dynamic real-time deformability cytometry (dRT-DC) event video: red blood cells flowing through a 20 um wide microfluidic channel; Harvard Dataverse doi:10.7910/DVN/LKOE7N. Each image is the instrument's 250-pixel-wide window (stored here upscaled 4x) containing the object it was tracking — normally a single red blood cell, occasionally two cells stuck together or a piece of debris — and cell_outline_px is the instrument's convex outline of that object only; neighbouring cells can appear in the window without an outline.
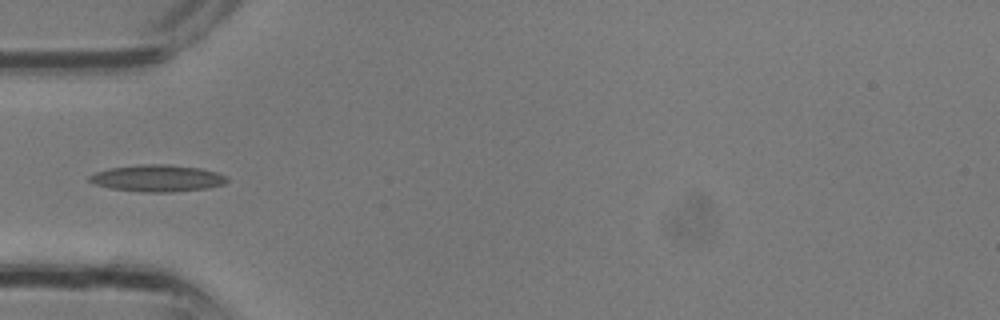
{"species": "common noctule bat (a hibernating species)", "species_latin": "Nyctalus noctula", "temperature_condition": "room temperature", "stored_images_in_passage": 25, "camera_frame_rate_fps": 3000, "um_per_image_px": 0.085, "animal": {"sex": "male", "body_mass_g": 13.3}, "frame": {"image": 1, "passage_image": 3, "time_ms": 0.667, "image_size_px": [1000, 320], "cell_outline_px": [[228, 180], [224, 184], [208, 188], [172, 192], [144, 192], [112, 188], [96, 184], [88, 180], [88, 176], [96, 172], [112, 168], [144, 164], [168, 164], [200, 168], [216, 172], [224, 176]], "centroid_in_image_um": [13.4, 15.15], "position_along_channel_um": 71.6, "area_um2": 21.21}}
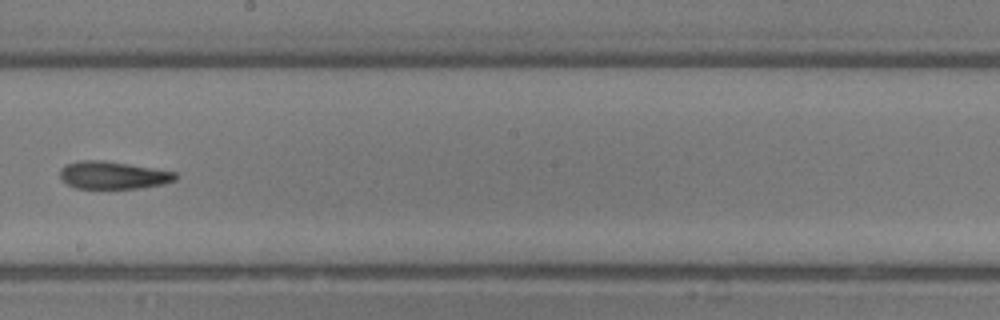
{"frame": {"image": 2, "passage_image": 11, "time_ms": 3.333, "image_size_px": [1000, 320], "cell_outline_px": [[176, 180], [160, 184], [136, 188], [76, 188], [68, 184], [60, 176], [60, 168], [68, 164], [84, 160], [100, 160], [128, 164], [176, 172]], "centroid_in_image_um": [9.59, 14.89], "position_along_channel_um": 238.6, "area_um2": 18.09}}
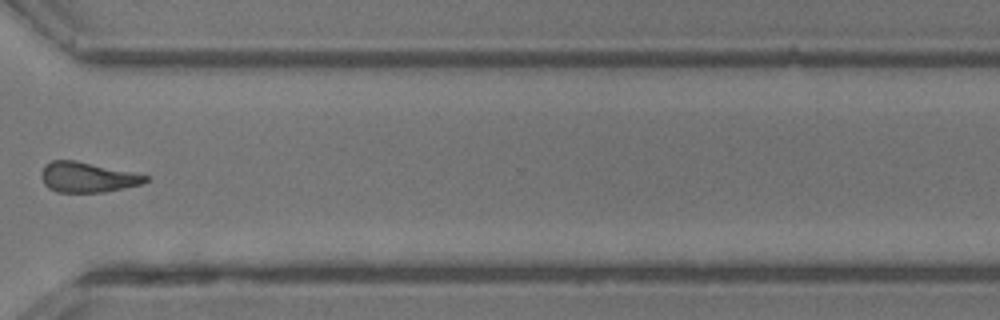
{"frame": {"image": 3, "passage_image": 17, "time_ms": 5.333, "image_size_px": [1000, 320], "cell_outline_px": [[152, 176], [148, 180], [140, 184], [124, 188], [104, 192], [56, 192], [48, 188], [44, 184], [40, 176], [44, 164], [52, 160], [76, 160]], "centroid_in_image_um": [7.42, 15.06], "position_along_channel_um": 363.2, "area_um2": 18.5}}